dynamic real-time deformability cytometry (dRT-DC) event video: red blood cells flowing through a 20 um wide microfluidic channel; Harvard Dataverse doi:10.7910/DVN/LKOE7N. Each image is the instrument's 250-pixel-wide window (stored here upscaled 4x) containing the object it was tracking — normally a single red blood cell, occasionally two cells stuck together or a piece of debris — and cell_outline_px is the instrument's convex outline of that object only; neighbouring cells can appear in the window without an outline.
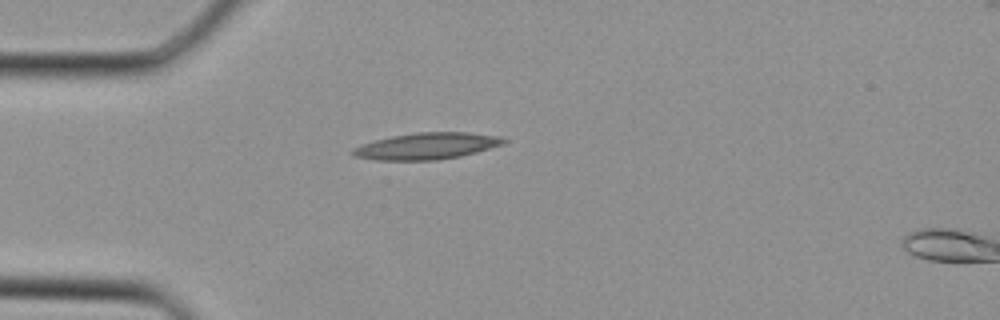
{"species": "Egyptian fruit bat (a non-hibernating species)", "species_latin": "Rousettus aegyptiacus", "temperature_condition": "cold", "stored_images_in_passage": 2, "camera_frame_rate_fps": 3000, "um_per_image_px": 0.085, "animal": {"sex": "female"}, "frame": {"image": 1, "passage_image": 1, "time_ms": 0.0, "image_size_px": [1000, 320], "cell_outline_px": [[508, 140], [504, 144], [476, 152], [460, 156], [436, 160], [376, 160], [352, 156], [352, 148], [376, 140], [392, 136], [416, 132], [468, 132], [500, 136]], "centroid_in_image_um": [36.3, 12.41], "position_along_channel_um": 48.7, "area_um2": 23.29}}